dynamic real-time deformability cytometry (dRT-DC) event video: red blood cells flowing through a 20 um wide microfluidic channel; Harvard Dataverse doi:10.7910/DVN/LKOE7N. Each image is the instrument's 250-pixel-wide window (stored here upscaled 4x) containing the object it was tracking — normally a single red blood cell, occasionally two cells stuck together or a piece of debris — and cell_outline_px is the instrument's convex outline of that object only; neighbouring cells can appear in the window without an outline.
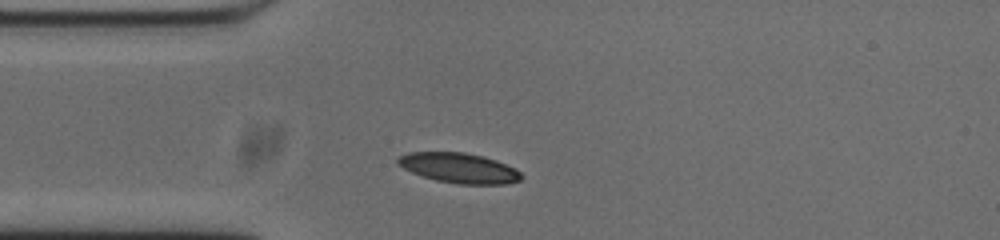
{"species": "common noctule bat (a hibernating species)", "species_latin": "Nyctalus noctula", "temperature_condition": "cold", "stored_images_in_passage": 42, "camera_frame_rate_fps": 3000, "um_per_image_px": 0.085, "animal": {"sex": "male", "body_mass_g": 20.0, "forearm_length_mm": 53.3}, "frame": {"image": 1, "passage_image": 1, "time_ms": 0.0, "image_size_px": [1000, 240], "cell_outline_px": [[524, 176], [520, 180], [504, 184], [460, 184], [436, 180], [412, 172], [396, 164], [396, 160], [400, 156], [408, 152], [464, 152], [484, 156], [496, 160], [516, 168]], "centroid_in_image_um": [39.04, 14.27], "position_along_channel_um": 46.0, "area_um2": 21.62}}
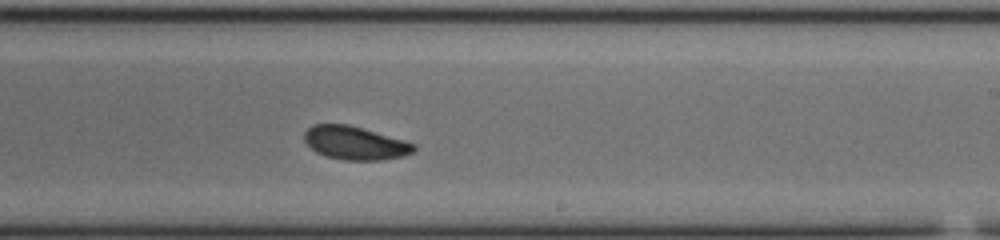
{"frame": {"image": 2, "passage_image": 19, "time_ms": 6.0, "image_size_px": [1000, 240], "cell_outline_px": [[416, 152], [404, 156], [384, 160], [344, 160], [328, 156], [316, 152], [304, 140], [304, 132], [312, 124], [348, 124], [404, 140], [416, 144]], "centroid_in_image_um": [30.21, 12.16], "position_along_channel_um": 258.8, "area_um2": 21.33}}
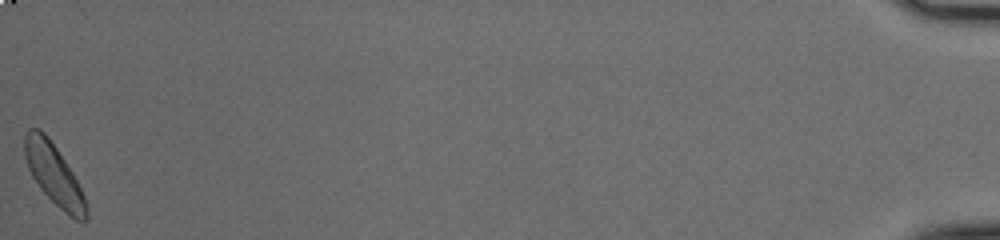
{"frame": {"image": 3, "passage_image": 42, "time_ms": 13.667, "image_size_px": [1000, 240], "cell_outline_px": [[88, 220], [76, 220], [64, 212], [40, 188], [32, 176], [28, 168], [24, 156], [24, 136], [28, 128], [40, 128], [44, 132], [56, 148], [72, 172], [84, 196], [88, 216]], "centroid_in_image_um": [4.55, 14.8], "position_along_channel_um": 430.6, "area_um2": 21.44}, "authors_computed_cell_mechanics": {"area_um2": 21.386, "velocity_mm_per_s": 3.7031, "shape_relaxation_time_tau1_ms": 3.6595, "shape_relaxation_time_tau2_ms": 3.7542, "deformation_change_tau1": 0.1163, "deformation_change_tau2": 0.0624}}